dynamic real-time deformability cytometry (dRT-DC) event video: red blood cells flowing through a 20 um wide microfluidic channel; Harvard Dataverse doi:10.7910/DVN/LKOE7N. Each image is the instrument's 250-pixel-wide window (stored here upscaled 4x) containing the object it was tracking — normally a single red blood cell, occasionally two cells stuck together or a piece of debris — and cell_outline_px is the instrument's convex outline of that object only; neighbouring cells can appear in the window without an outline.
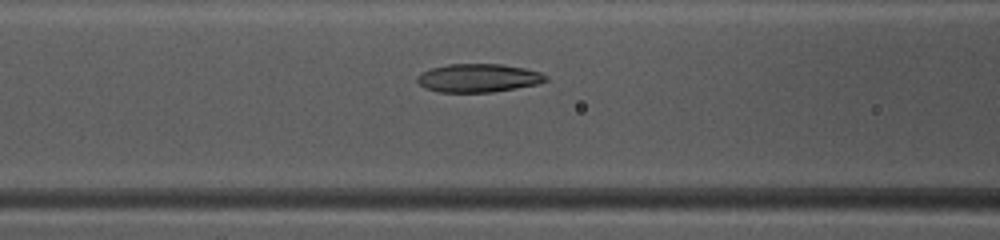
{"species": "common noctule bat (a hibernating species)", "species_latin": "Nyctalus noctula", "temperature_condition": "warm", "stored_images_in_passage": 43, "camera_frame_rate_fps": 3000, "um_per_image_px": 0.085, "animal": {"sex": "female", "body_mass_g": 10.0, "forearm_length_mm": 53.1}, "frame": {"image": 1, "passage_image": 20, "time_ms": 6.333, "image_size_px": [1000, 240], "cell_outline_px": [[548, 80], [536, 84], [516, 88], [492, 92], [440, 92], [424, 88], [416, 80], [416, 76], [432, 68], [448, 64], [500, 64], [524, 68], [540, 72], [548, 76]], "centroid_in_image_um": [40.66, 6.63], "position_along_channel_um": 125.9, "area_um2": 21.15}}
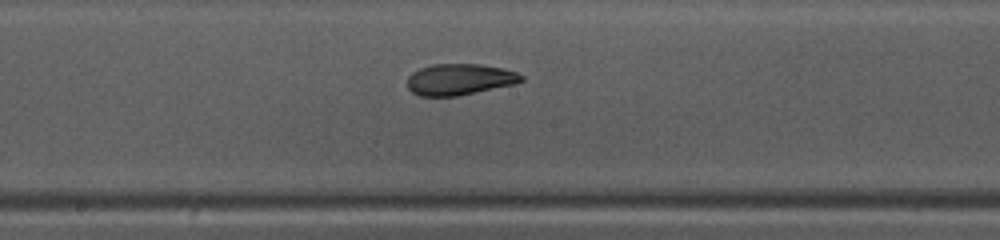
{"frame": {"image": 2, "passage_image": 26, "time_ms": 8.333, "image_size_px": [1000, 240], "cell_outline_px": [[524, 80], [516, 84], [456, 96], [420, 96], [412, 92], [408, 88], [408, 76], [412, 72], [420, 68], [432, 64], [480, 64], [504, 68], [516, 72], [524, 76]], "centroid_in_image_um": [39.08, 6.74], "position_along_channel_um": 209.1, "area_um2": 20.87}}
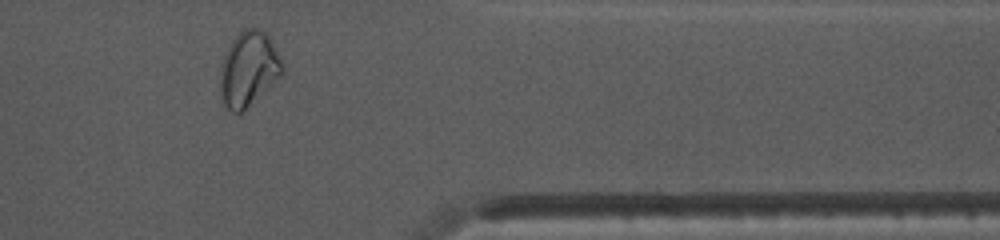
{"frame": {"image": 3, "passage_image": 40, "time_ms": 13.0, "image_size_px": [1000, 240], "cell_outline_px": [[280, 76], [276, 80], [240, 112], [232, 112], [224, 104], [220, 92], [220, 64], [232, 40], [244, 28], [260, 28], [272, 40], [280, 56]], "centroid_in_image_um": [21.09, 5.82], "position_along_channel_um": 390.3, "area_um2": 26.36}, "authors_computed_cell_mechanics": {"area_um2": 22.1952, "velocity_mm_per_s": 4.1415, "shape_relaxation_time_tau1_ms": 7.0078, "shape_relaxation_time_tau2_ms": 1.8678, "deformation_change_tau1": 0.1982, "deformation_change_tau2": 0.0686}}